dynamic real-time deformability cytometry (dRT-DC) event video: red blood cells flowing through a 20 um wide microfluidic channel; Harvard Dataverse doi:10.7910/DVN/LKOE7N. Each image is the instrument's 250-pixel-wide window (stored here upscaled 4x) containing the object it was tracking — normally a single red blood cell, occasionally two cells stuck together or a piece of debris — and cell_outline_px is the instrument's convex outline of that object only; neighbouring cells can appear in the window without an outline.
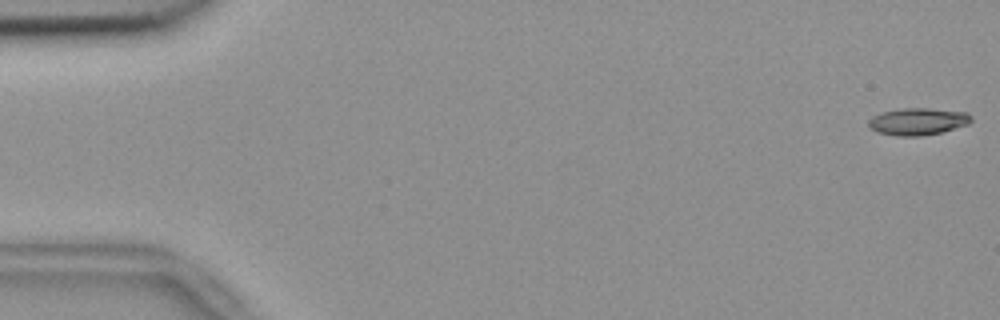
{"species": "common noctule bat (a hibernating species)", "species_latin": "Nyctalus noctula", "temperature_condition": "room temperature", "stored_images_in_passage": 25, "camera_frame_rate_fps": 3000, "um_per_image_px": 0.085, "animal": {"sex": "female", "body_mass_g": 18.4}, "frame": {"image": 1, "passage_image": 1, "time_ms": 0.0, "image_size_px": [1000, 320], "cell_outline_px": [[972, 120], [968, 124], [940, 132], [920, 136], [900, 136], [876, 132], [868, 124], [868, 120], [872, 116], [880, 112], [900, 108], [928, 108], [968, 112], [972, 116]], "centroid_in_image_um": [78.01, 10.31], "position_along_channel_um": 7.0, "area_um2": 16.24}}
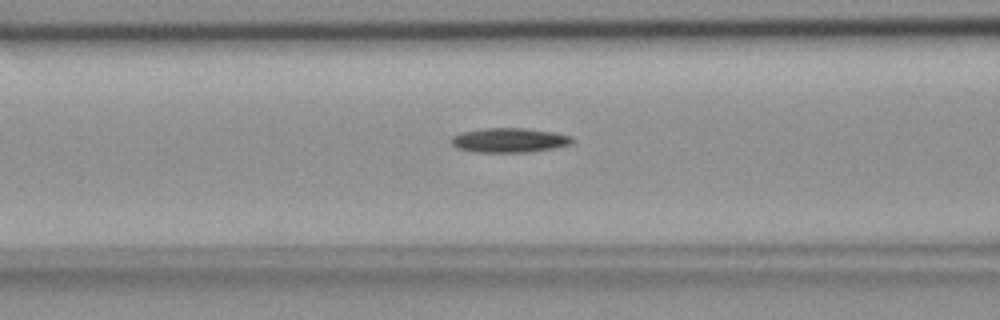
{"frame": {"image": 2, "passage_image": 22, "time_ms": 7.0, "image_size_px": [1000, 320], "cell_outline_px": [[572, 144], [552, 148], [524, 152], [472, 152], [456, 148], [452, 144], [452, 136], [460, 132], [484, 128], [524, 128], [556, 132], [572, 136]], "centroid_in_image_um": [43.26, 11.91], "position_along_channel_um": 123.3, "area_um2": 17.28}}
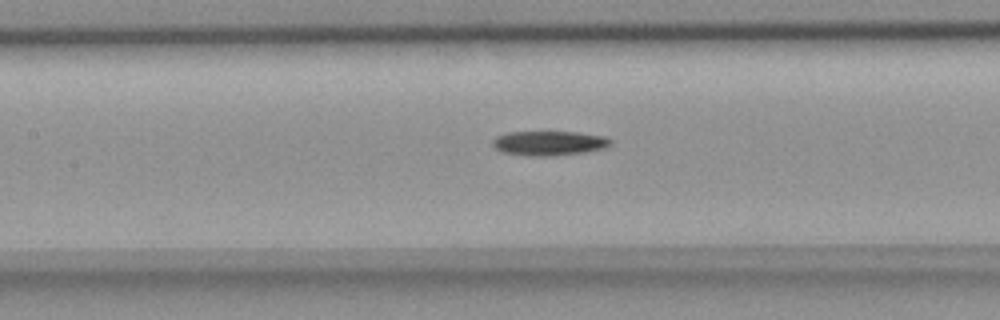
{"frame": {"image": 3, "passage_image": 25, "time_ms": 8.0, "image_size_px": [1000, 320], "cell_outline_px": [[612, 144], [604, 148], [584, 152], [556, 156], [532, 156], [504, 152], [496, 148], [492, 144], [492, 140], [496, 136], [508, 132], [576, 132], [608, 136], [612, 140]], "centroid_in_image_um": [46.72, 12.16], "position_along_channel_um": 160.7, "area_um2": 16.94}}